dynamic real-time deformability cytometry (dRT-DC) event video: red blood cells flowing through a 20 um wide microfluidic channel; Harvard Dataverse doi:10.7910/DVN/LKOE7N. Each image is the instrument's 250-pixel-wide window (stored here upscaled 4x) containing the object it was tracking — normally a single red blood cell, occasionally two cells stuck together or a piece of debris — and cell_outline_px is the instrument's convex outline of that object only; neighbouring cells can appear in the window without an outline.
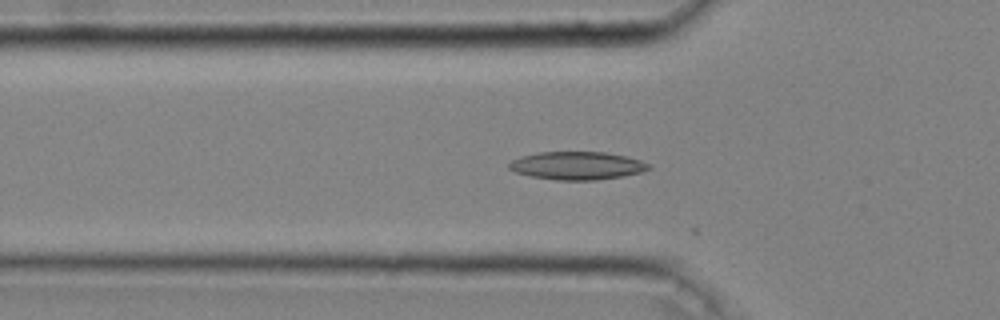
{"species": "common noctule bat (a hibernating species)", "species_latin": "Nyctalus noctula", "temperature_condition": "cold", "stored_images_in_passage": 8, "camera_frame_rate_fps": 3000, "um_per_image_px": 0.085, "animal": {"sex": "male", "body_mass_g": 20.4}, "frame": {"image": 1, "passage_image": 6, "time_ms": 1.667, "image_size_px": [1000, 320], "cell_outline_px": [[652, 168], [640, 172], [624, 176], [596, 180], [556, 180], [532, 176], [516, 172], [508, 168], [508, 164], [512, 160], [520, 156], [540, 152], [604, 152], [624, 156], [640, 160], [652, 164]], "centroid_in_image_um": [49.07, 14.08], "position_along_channel_um": 76.7, "area_um2": 22.77}}